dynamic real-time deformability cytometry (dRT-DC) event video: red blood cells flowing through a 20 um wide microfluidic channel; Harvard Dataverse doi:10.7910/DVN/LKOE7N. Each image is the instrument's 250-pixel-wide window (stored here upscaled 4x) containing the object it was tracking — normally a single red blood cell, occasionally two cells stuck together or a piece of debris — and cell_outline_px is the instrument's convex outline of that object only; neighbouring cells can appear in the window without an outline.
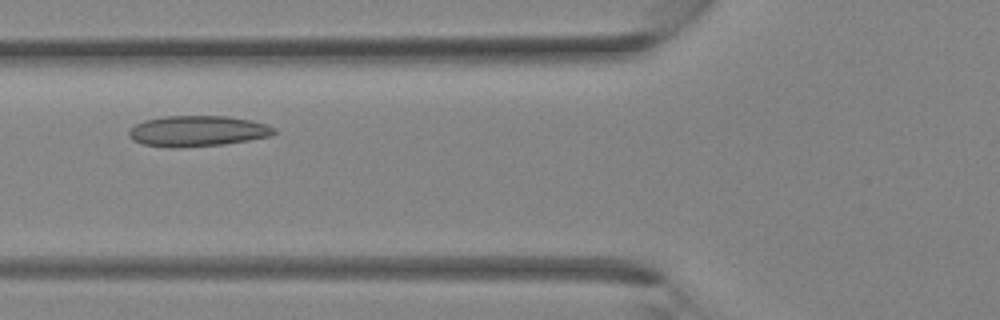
{"species": "Egyptian fruit bat (a non-hibernating species)", "species_latin": "Rousettus aegyptiacus", "temperature_condition": "room temperature", "stored_images_in_passage": 28, "camera_frame_rate_fps": 3000, "um_per_image_px": 0.085, "animal": {"sex": "female"}, "frame": {"image": 1, "passage_image": 6, "time_ms": 1.667, "image_size_px": [1000, 320], "cell_outline_px": [[276, 132], [272, 136], [224, 144], [180, 148], [172, 148], [144, 144], [132, 140], [128, 136], [128, 132], [136, 124], [144, 120], [164, 116], [228, 116], [252, 120], [268, 124], [276, 128]], "centroid_in_image_um": [16.82, 11.14], "position_along_channel_um": 109.0, "area_um2": 26.24}}
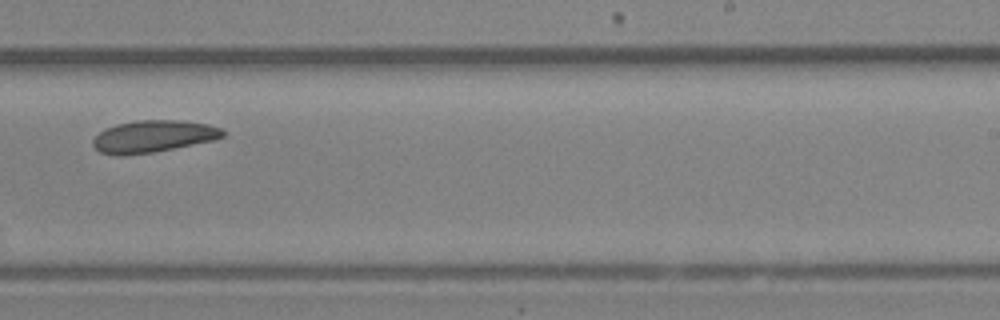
{"frame": {"image": 2, "passage_image": 15, "time_ms": 4.667, "image_size_px": [1000, 320], "cell_outline_px": [[224, 136], [216, 140], [152, 152], [124, 156], [116, 156], [100, 152], [92, 144], [92, 140], [104, 128], [116, 124], [136, 120], [180, 120], [208, 124], [220, 128], [224, 132]], "centroid_in_image_um": [13.0, 11.59], "position_along_channel_um": 276.0, "area_um2": 24.33}}
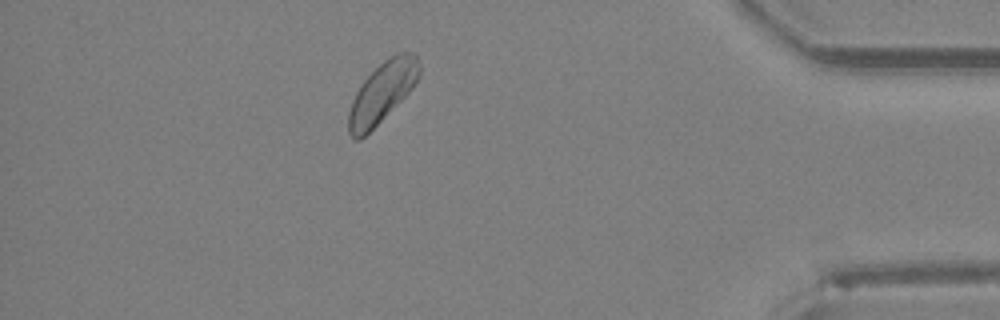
{"frame": {"image": 3, "passage_image": 24, "time_ms": 7.667, "image_size_px": [1000, 320], "cell_outline_px": [[420, 76], [412, 88], [360, 140], [356, 140], [348, 132], [348, 112], [352, 100], [360, 84], [384, 60], [396, 52], [416, 52], [420, 64]], "centroid_in_image_um": [32.49, 7.8], "position_along_channel_um": 402.7, "area_um2": 24.57}}